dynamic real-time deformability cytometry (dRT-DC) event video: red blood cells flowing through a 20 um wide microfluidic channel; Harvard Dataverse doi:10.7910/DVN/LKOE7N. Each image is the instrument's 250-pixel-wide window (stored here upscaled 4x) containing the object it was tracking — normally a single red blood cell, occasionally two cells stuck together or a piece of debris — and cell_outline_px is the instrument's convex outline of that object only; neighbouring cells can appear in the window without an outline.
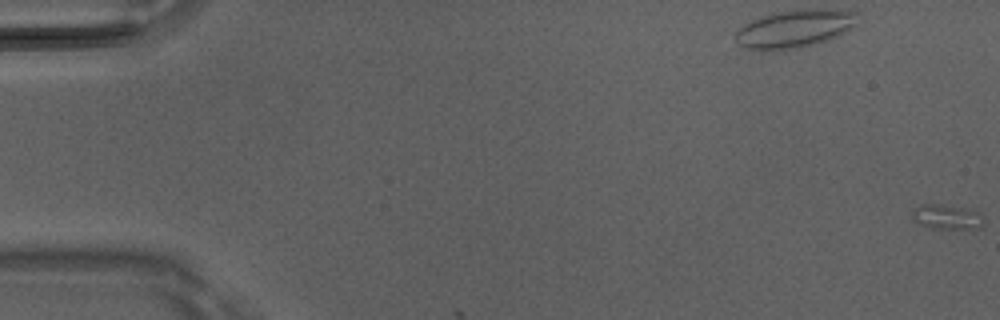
{"species": "Egyptian fruit bat (a non-hibernating species)", "species_latin": "Rousettus aegyptiacus", "temperature_condition": "room temperature", "stored_images_in_passage": 5, "camera_frame_rate_fps": 3000, "um_per_image_px": 0.085, "animal": {"sex": "male"}, "frame": {"image": 1, "passage_image": 1, "time_ms": 0.0, "image_size_px": [1000, 320], "cell_outline_px": [[984, 224], [980, 228], [928, 228], [916, 224], [912, 220], [912, 212], [920, 204], [940, 204], [972, 208], [980, 212], [984, 220]], "centroid_in_image_um": [80.49, 18.42], "position_along_channel_um": 4.5, "area_um2": 10.69}}